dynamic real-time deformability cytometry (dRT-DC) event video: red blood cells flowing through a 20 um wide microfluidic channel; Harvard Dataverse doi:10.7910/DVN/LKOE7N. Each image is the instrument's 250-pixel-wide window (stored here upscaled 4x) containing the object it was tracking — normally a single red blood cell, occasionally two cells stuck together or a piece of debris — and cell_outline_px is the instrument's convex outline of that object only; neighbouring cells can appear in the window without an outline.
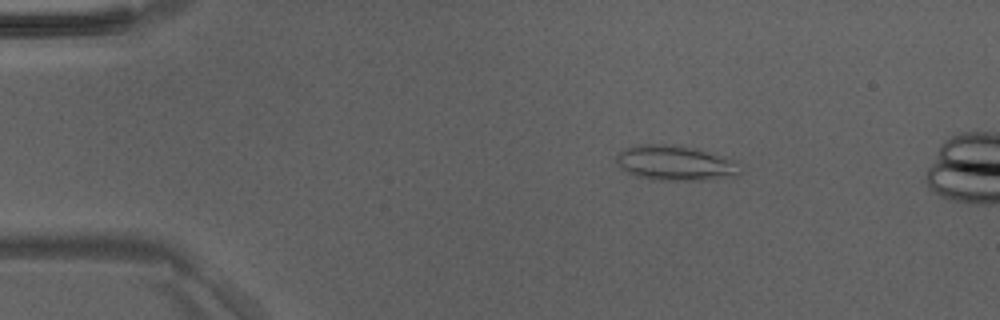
{"species": "Egyptian fruit bat (a non-hibernating species)", "species_latin": "Rousettus aegyptiacus", "temperature_condition": "room temperature", "stored_images_in_passage": 11, "camera_frame_rate_fps": 3000, "um_per_image_px": 0.085, "animal": {"sex": "male"}, "frame": {"image": 1, "passage_image": 4, "time_ms": 1.0, "image_size_px": [1000, 320], "cell_outline_px": [[744, 168], [736, 176], [712, 180], [652, 180], [636, 176], [620, 168], [616, 164], [616, 152], [624, 148], [636, 144], [672, 144], [700, 148], [740, 160]], "centroid_in_image_um": [57.48, 13.84], "position_along_channel_um": 27.5, "area_um2": 26.53}}